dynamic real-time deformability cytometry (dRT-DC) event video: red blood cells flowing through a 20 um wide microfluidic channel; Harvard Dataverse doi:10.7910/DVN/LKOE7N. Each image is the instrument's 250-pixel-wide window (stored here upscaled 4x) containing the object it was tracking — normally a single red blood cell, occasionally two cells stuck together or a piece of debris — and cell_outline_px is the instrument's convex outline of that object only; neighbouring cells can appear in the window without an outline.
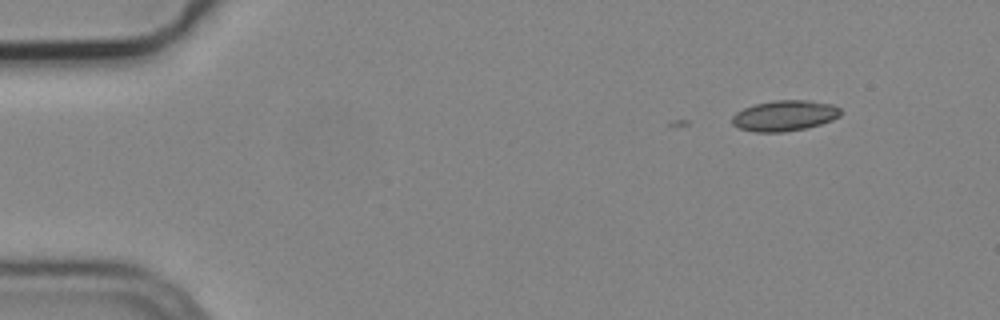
{"species": "common noctule bat (a hibernating species)", "species_latin": "Nyctalus noctula", "temperature_condition": "cold", "stored_images_in_passage": 5, "camera_frame_rate_fps": 3000, "um_per_image_px": 0.085, "animal": {"sex": "male", "body_mass_g": 19.2, "forearm_length_mm": 51.8}, "frame": {"image": 1, "passage_image": 3, "time_ms": 0.667, "image_size_px": [1000, 320], "cell_outline_px": [[844, 112], [840, 116], [832, 120], [820, 124], [804, 128], [784, 132], [756, 132], [740, 128], [732, 124], [732, 116], [736, 112], [744, 108], [756, 104], [772, 100], [808, 100], [832, 104], [840, 108]], "centroid_in_image_um": [66.71, 9.82], "position_along_channel_um": 18.3, "area_um2": 19.42}}
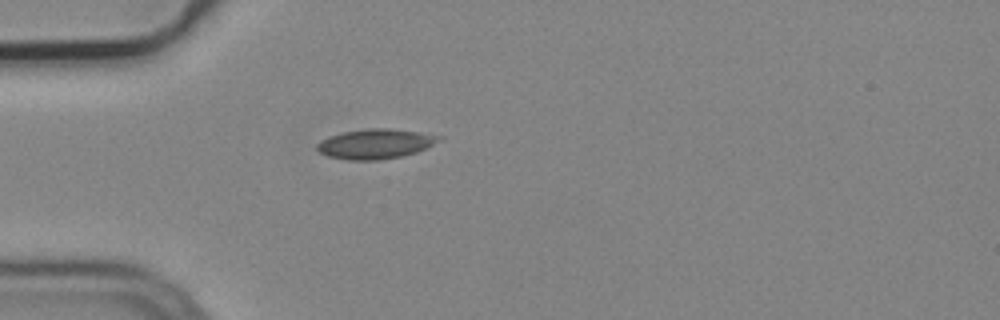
{"frame": {"image": 2, "passage_image": 5, "time_ms": 1.333, "image_size_px": [1000, 320], "cell_outline_px": [[444, 140], [416, 152], [404, 156], [380, 160], [348, 160], [328, 156], [320, 152], [316, 148], [316, 144], [320, 140], [328, 136], [344, 132], [368, 128], [392, 128], [444, 136]], "centroid_in_image_um": [31.94, 12.22], "position_along_channel_um": 53.1, "area_um2": 21.44}}